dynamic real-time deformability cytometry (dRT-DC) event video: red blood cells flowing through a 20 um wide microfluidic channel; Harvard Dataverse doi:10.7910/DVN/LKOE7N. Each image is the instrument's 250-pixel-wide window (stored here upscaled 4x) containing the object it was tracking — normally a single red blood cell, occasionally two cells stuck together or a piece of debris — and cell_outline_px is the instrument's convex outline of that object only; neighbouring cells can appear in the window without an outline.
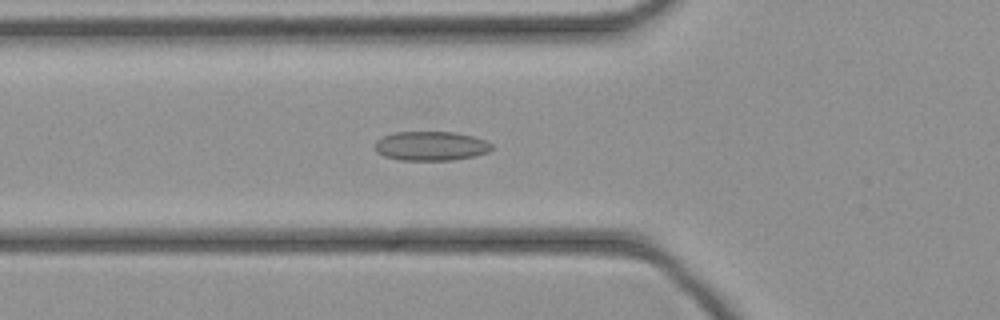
{"species": "common noctule bat (a hibernating species)", "species_latin": "Nyctalus noctula", "temperature_condition": "cold", "stored_images_in_passage": 45, "camera_frame_rate_fps": 3000, "um_per_image_px": 0.085, "animal": {"sex": "female", "body_mass_g": 21.9}, "frame": {"image": 1, "passage_image": 15, "time_ms": 4.667, "image_size_px": [1000, 320], "cell_outline_px": [[492, 148], [488, 152], [476, 156], [452, 160], [400, 160], [384, 156], [376, 152], [376, 140], [384, 136], [396, 132], [456, 132], [472, 136], [484, 140], [492, 144]], "centroid_in_image_um": [36.64, 12.41], "position_along_channel_um": 89.2, "area_um2": 19.88}}
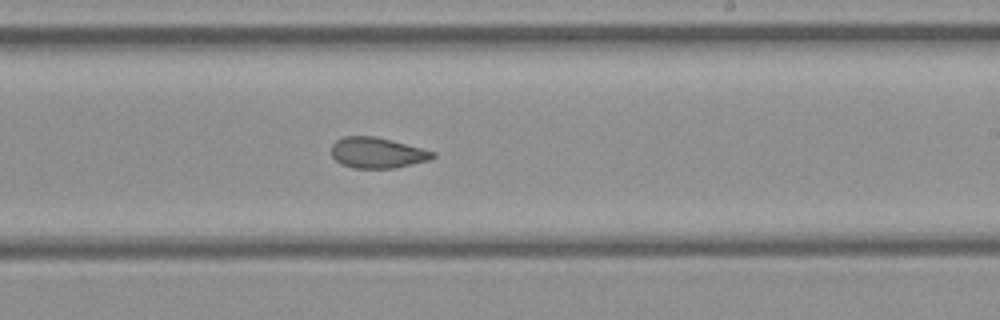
{"frame": {"image": 2, "passage_image": 26, "time_ms": 8.333, "image_size_px": [1000, 320], "cell_outline_px": [[436, 156], [428, 160], [396, 168], [352, 168], [340, 164], [332, 156], [332, 144], [336, 140], [344, 136], [376, 136], [392, 140], [436, 152]], "centroid_in_image_um": [32.05, 12.98], "position_along_channel_um": 256.9, "area_um2": 18.21}}
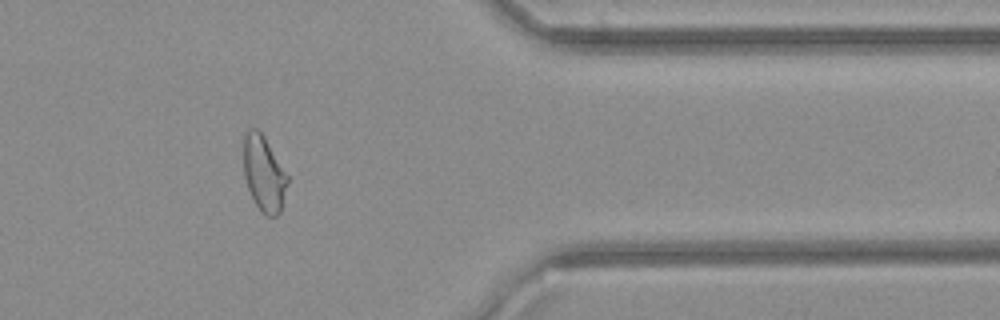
{"frame": {"image": 3, "passage_image": 36, "time_ms": 11.667, "image_size_px": [1000, 320], "cell_outline_px": [[288, 184], [280, 212], [276, 216], [264, 216], [256, 204], [248, 188], [244, 176], [244, 136], [248, 128], [256, 128], [264, 136], [288, 176]], "centroid_in_image_um": [22.43, 14.76], "position_along_channel_um": 389.0, "area_um2": 19.19}}